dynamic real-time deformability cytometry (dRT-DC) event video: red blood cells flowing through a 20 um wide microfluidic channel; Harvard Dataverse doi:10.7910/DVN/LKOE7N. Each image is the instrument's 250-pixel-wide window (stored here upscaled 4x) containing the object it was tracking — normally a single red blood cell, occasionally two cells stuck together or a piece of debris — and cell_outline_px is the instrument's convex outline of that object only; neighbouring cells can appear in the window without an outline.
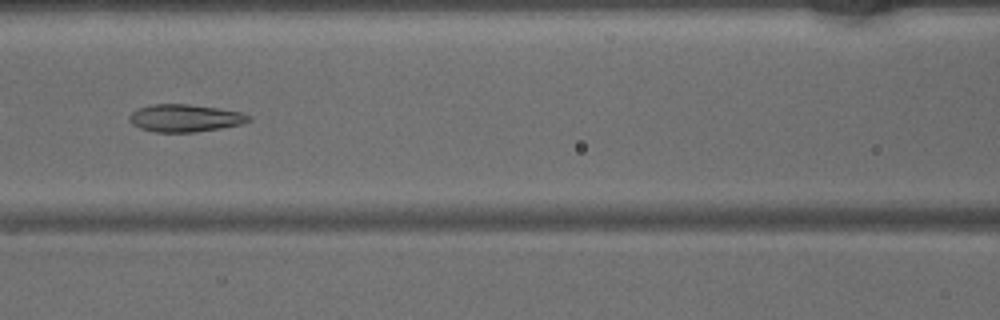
{"species": "common noctule bat (a hibernating species)", "species_latin": "Nyctalus noctula", "temperature_condition": "warm", "stored_images_in_passage": 46, "camera_frame_rate_fps": 3000, "um_per_image_px": 0.085, "animal": {"sex": "male", "body_mass_g": 15.6}, "frame": {"image": 1, "passage_image": 20, "time_ms": 6.333, "image_size_px": [1000, 320], "cell_outline_px": [[252, 120], [244, 124], [196, 132], [156, 132], [140, 128], [132, 124], [128, 120], [128, 116], [136, 108], [152, 104], [188, 104], [216, 108], [240, 112], [252, 116]], "centroid_in_image_um": [15.72, 10.04], "position_along_channel_um": 150.9, "area_um2": 19.25}}
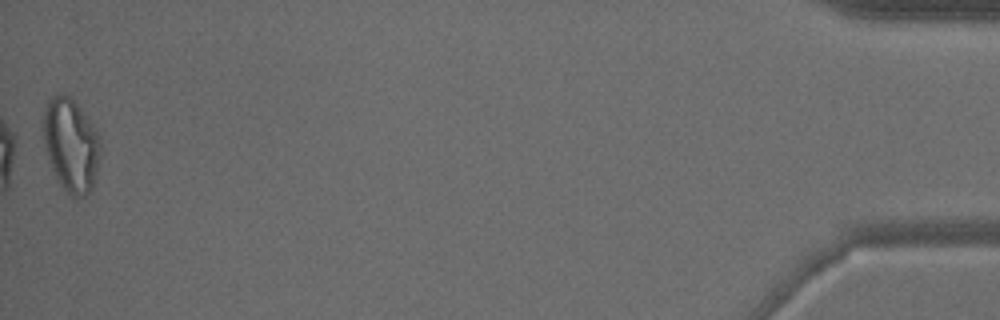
{"frame": {"image": 2, "passage_image": 46, "time_ms": 15.0, "image_size_px": [1000, 320], "cell_outline_px": [[100, 148], [96, 172], [92, 188], [84, 196], [72, 200], [56, 180], [44, 144], [44, 108], [48, 100], [52, 96], [72, 96], [100, 136]], "centroid_in_image_um": [6.03, 12.37], "position_along_channel_um": 429.2, "area_um2": 30.92}}